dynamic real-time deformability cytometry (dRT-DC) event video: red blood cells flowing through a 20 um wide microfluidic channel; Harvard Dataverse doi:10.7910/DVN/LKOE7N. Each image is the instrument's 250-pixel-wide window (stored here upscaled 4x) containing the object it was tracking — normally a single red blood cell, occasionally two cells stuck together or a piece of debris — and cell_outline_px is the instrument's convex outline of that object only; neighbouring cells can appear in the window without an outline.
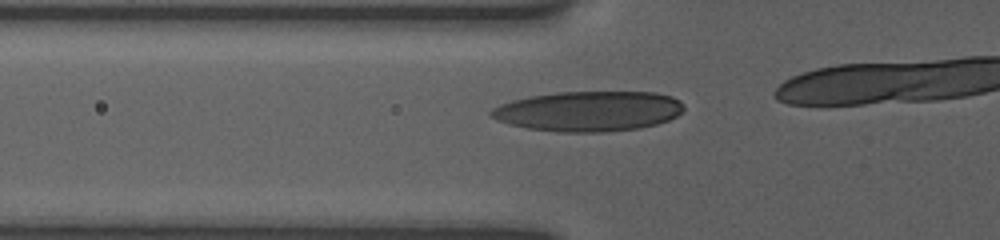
{"species": "human", "species_latin": "Homo sapiens", "temperature_condition": "room temperature", "stored_images_in_passage": 9, "camera_frame_rate_fps": 3000, "um_per_image_px": 0.085, "donor": {"sex": "female"}, "frame": {"image": 1, "passage_image": 6, "time_ms": 3.333, "image_size_px": [1000, 240], "cell_outline_px": [[684, 108], [676, 116], [668, 120], [656, 124], [636, 128], [604, 132], [560, 132], [528, 128], [508, 124], [496, 120], [488, 112], [492, 108], [500, 104], [512, 100], [528, 96], [556, 92], [656, 92], [672, 96], [680, 100], [684, 104]], "centroid_in_image_um": [50.01, 9.44], "position_along_channel_um": 75.8, "area_um2": 45.2}}